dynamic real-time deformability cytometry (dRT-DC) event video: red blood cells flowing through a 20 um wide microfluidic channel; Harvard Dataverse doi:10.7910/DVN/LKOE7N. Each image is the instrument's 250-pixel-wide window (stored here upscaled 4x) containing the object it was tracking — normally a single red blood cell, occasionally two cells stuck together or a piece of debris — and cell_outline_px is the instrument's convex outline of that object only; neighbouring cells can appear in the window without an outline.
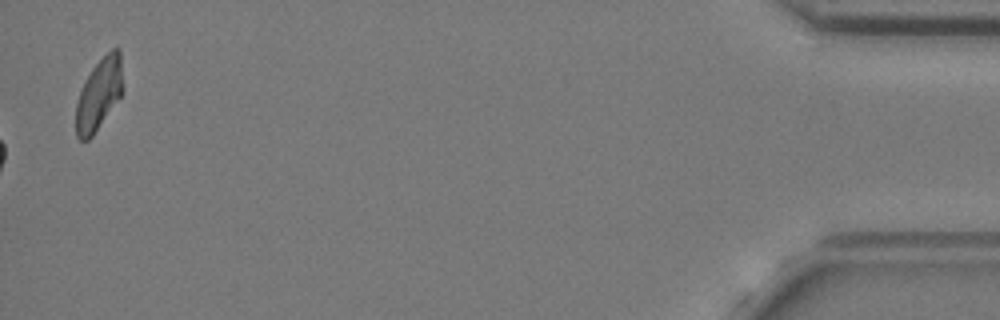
{"species": "common noctule bat (a hibernating species)", "species_latin": "Nyctalus noctula", "temperature_condition": "cold", "stored_images_in_passage": 58, "camera_frame_rate_fps": 3000, "um_per_image_px": 0.085, "animal": {"sex": "female", "body_mass_g": 24.6, "forearm_length_mm": 56.2}, "frame": {"image": 1, "passage_image": 58, "time_ms": 19.0, "image_size_px": [1000, 320], "cell_outline_px": [[120, 96], [92, 136], [88, 140], [80, 140], [76, 136], [76, 104], [80, 92], [92, 68], [112, 48], [120, 48]], "centroid_in_image_um": [8.36, 8.04], "position_along_channel_um": 426.8, "area_um2": 18.61}, "authors_computed_cell_mechanics": {"area_um2": 17.1955, "velocity_mm_per_s": 3.6769, "shape_relaxation_time_tau1_ms": null, "shape_relaxation_time_tau2_ms": 2.5098, "deformation_change_tau1": null, "deformation_change_tau2": 0.0885}}